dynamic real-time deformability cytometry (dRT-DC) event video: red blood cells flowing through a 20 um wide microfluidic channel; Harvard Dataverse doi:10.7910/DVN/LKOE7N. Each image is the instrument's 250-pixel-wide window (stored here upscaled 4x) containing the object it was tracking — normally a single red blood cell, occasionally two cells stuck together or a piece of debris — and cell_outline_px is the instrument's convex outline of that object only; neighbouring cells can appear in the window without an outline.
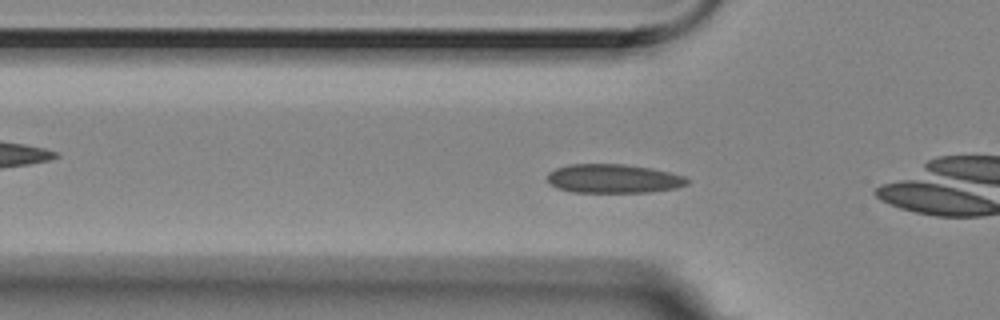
{"species": "Egyptian fruit bat (a non-hibernating species)", "species_latin": "Rousettus aegyptiacus", "temperature_condition": "room temperature", "stored_images_in_passage": 44, "camera_frame_rate_fps": 3000, "um_per_image_px": 0.085, "animal": {"sex": "female"}, "frame": {"image": 1, "passage_image": 5, "time_ms": 1.333, "image_size_px": [1000, 320], "cell_outline_px": [[688, 184], [676, 188], [648, 192], [572, 192], [556, 188], [548, 180], [548, 172], [556, 168], [568, 164], [624, 164], [652, 168], [672, 172], [684, 176], [688, 180]], "centroid_in_image_um": [52.15, 15.18], "position_along_channel_um": 73.6, "area_um2": 23.64}}
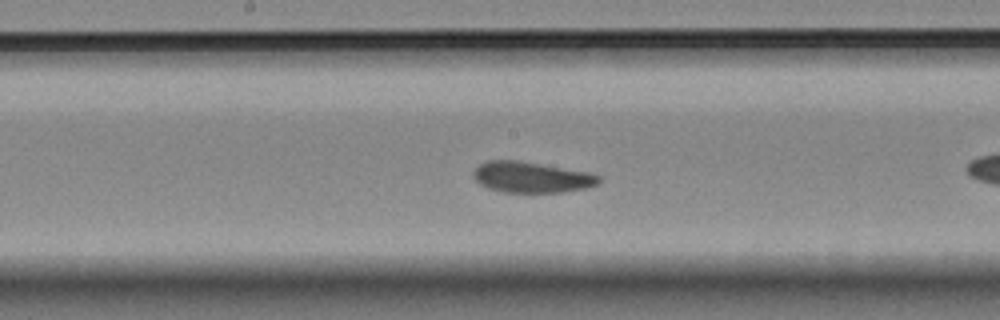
{"frame": {"image": 2, "passage_image": 16, "time_ms": 5.0, "image_size_px": [1000, 320], "cell_outline_px": [[600, 180], [596, 184], [588, 188], [564, 192], [504, 192], [488, 188], [480, 184], [472, 176], [472, 172], [480, 164], [488, 160], [520, 160], [592, 172], [600, 176]], "centroid_in_image_um": [45.2, 15.05], "position_along_channel_um": 203.0, "area_um2": 22.83}}
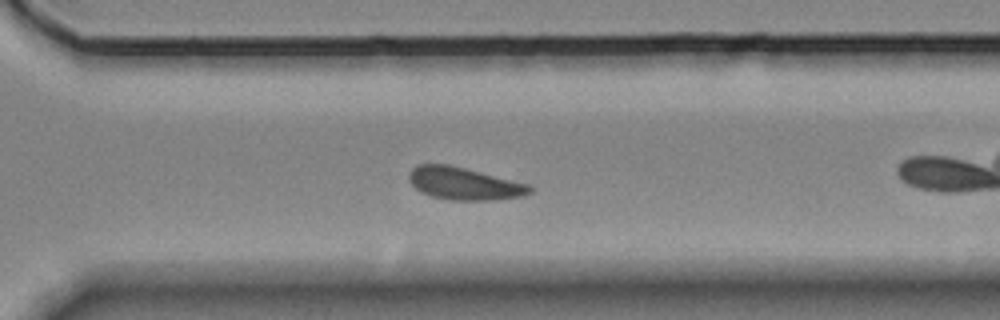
{"frame": {"image": 3, "passage_image": 27, "time_ms": 8.667, "image_size_px": [1000, 320], "cell_outline_px": [[532, 192], [524, 196], [496, 200], [452, 200], [432, 196], [420, 192], [408, 180], [408, 172], [416, 164], [448, 164], [532, 184]], "centroid_in_image_um": [39.47, 15.6], "position_along_channel_um": 331.1, "area_um2": 23.18}, "authors_computed_cell_mechanics": {"area_um2": 23.0044, "velocity_mm_per_s": 3.5004, "shape_relaxation_time_tau1_ms": 5.6618, "shape_relaxation_time_tau2_ms": 4.1164, "deformation_change_tau1": 0.0975, "deformation_change_tau2": 0.0669}}